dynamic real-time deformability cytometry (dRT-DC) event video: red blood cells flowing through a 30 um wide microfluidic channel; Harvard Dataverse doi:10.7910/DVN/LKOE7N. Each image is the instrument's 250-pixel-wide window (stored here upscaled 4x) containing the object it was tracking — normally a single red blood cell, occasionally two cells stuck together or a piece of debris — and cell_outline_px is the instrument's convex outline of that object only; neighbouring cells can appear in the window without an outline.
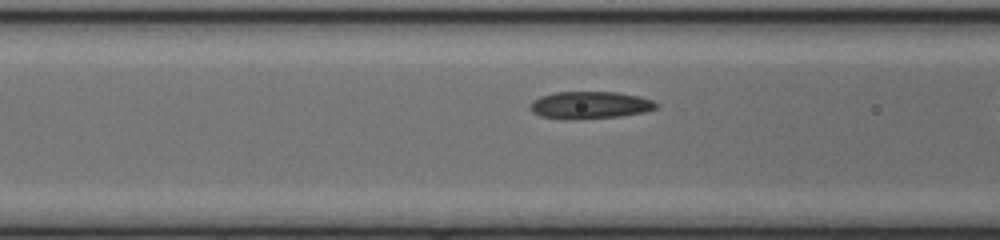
{"species": "common noctule bat (a hibernating species)", "species_latin": "Nyctalus noctula", "temperature_condition": "cold", "stored_images_in_passage": 11, "camera_frame_rate_fps": 3000, "um_per_image_px": 0.085, "animal": {"sex": "female", "body_mass_g": 17.0, "forearm_length_mm": 48.0}, "frame": {"image": 1, "passage_image": 10, "time_ms": 3.0, "image_size_px": [1000, 240], "cell_outline_px": [[660, 104], [656, 108], [644, 112], [620, 116], [572, 120], [564, 120], [540, 116], [532, 112], [528, 108], [532, 100], [540, 96], [556, 92], [616, 92], [640, 96], [652, 100]], "centroid_in_image_um": [50.11, 8.94], "position_along_channel_um": 116.5, "area_um2": 20.35}}